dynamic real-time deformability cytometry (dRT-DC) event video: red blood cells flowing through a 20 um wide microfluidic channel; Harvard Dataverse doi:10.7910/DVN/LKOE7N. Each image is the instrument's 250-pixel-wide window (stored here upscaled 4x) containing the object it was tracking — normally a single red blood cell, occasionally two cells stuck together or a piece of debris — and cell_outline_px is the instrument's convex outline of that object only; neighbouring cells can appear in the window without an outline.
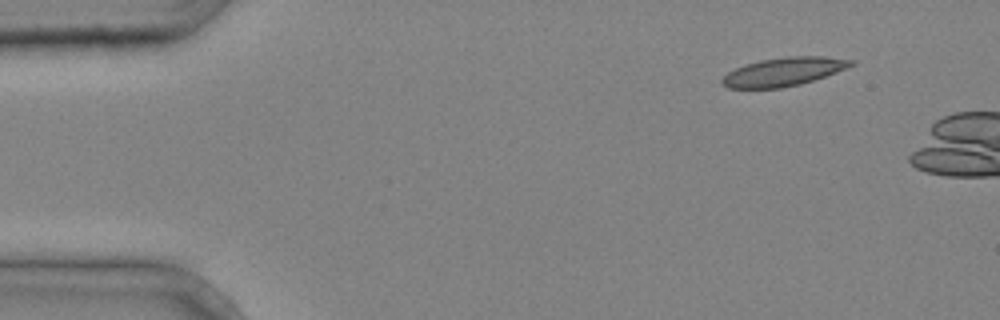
{"species": "common noctule bat (a hibernating species)", "species_latin": "Nyctalus noctula", "temperature_condition": "cold", "stored_images_in_passage": 7, "camera_frame_rate_fps": 3000, "um_per_image_px": 0.085, "animal": {"sex": "male", "body_mass_g": 20.4}, "frame": {"image": 1, "passage_image": 1, "time_ms": 0.0, "image_size_px": [1000, 320], "cell_outline_px": [[856, 64], [848, 68], [800, 84], [780, 88], [728, 88], [720, 80], [728, 72], [736, 68], [760, 60], [788, 56], [824, 56], [856, 60]], "centroid_in_image_um": [66.66, 6.09], "position_along_channel_um": 18.3, "area_um2": 21.27}}